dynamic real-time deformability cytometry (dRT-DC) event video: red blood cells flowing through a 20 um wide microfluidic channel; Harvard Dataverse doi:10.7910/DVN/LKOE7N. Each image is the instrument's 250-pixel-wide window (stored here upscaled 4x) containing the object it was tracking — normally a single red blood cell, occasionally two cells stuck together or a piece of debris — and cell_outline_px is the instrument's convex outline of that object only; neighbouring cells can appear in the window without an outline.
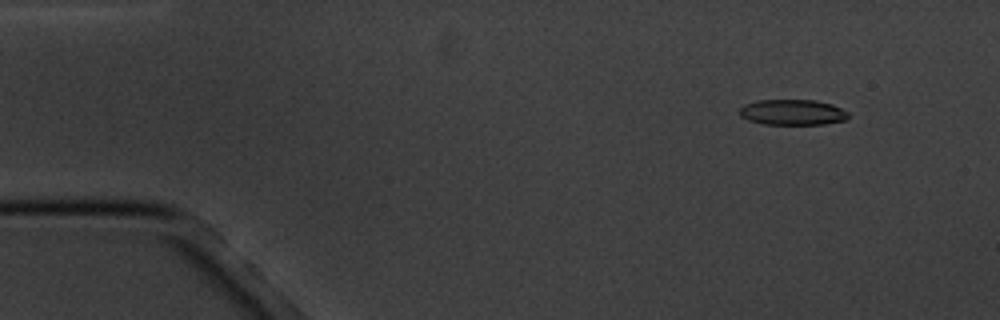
{"species": "common noctule bat (a hibernating species)", "species_latin": "Nyctalus noctula", "temperature_condition": "cold", "stored_images_in_passage": 5, "camera_frame_rate_fps": 3000, "um_per_image_px": 0.085, "animal": {"sex": "male", "body_mass_g": 20.1, "forearm_length_mm": 53.5}, "frame": {"image": 1, "passage_image": 2, "time_ms": 1.0, "image_size_px": [1000, 320], "cell_outline_px": [[848, 116], [844, 120], [824, 124], [764, 124], [748, 120], [740, 116], [740, 108], [744, 104], [756, 100], [816, 100], [832, 104], [848, 112]], "centroid_in_image_um": [67.34, 9.53], "position_along_channel_um": 17.7, "area_um2": 16.18}}
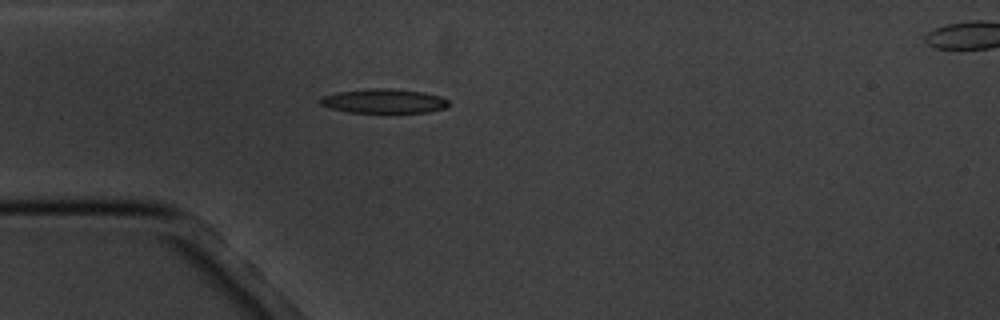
{"frame": {"image": 2, "passage_image": 4, "time_ms": 4.333, "image_size_px": [1000, 320], "cell_outline_px": [[448, 104], [444, 108], [428, 112], [348, 112], [332, 108], [320, 104], [320, 100], [324, 96], [336, 92], [372, 88], [392, 88], [424, 92], [440, 96], [448, 100]], "centroid_in_image_um": [32.64, 8.58], "position_along_channel_um": 52.4, "area_um2": 17.98}}